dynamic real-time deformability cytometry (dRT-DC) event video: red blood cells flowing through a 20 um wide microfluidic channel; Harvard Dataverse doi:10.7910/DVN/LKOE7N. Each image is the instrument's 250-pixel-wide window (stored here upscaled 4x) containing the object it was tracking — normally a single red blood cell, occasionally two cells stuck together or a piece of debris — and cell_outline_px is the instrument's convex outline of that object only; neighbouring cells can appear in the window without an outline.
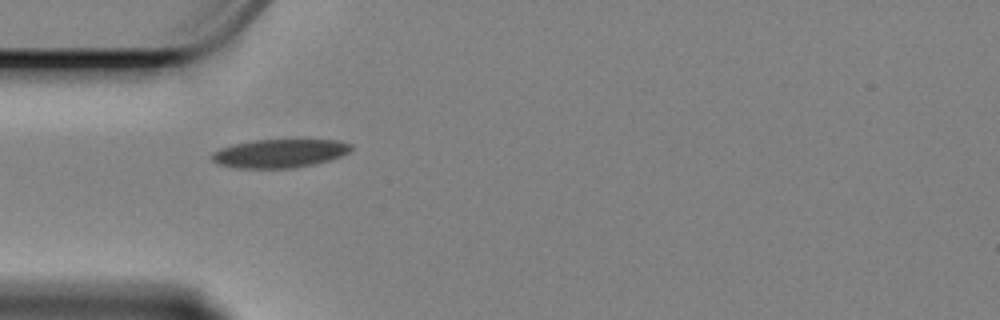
{"species": "Egyptian fruit bat (a non-hibernating species)", "species_latin": "Rousettus aegyptiacus", "temperature_condition": "cold", "stored_images_in_passage": 20, "camera_frame_rate_fps": 3000, "um_per_image_px": 0.085, "animal": {"sex": "female"}, "frame": {"image": 1, "passage_image": 1, "time_ms": 0.0, "image_size_px": [1000, 320], "cell_outline_px": [[352, 148], [348, 152], [340, 156], [328, 160], [312, 164], [292, 168], [236, 168], [216, 164], [212, 160], [212, 152], [220, 148], [232, 144], [256, 140], [340, 140], [352, 144]], "centroid_in_image_um": [23.73, 13.03], "position_along_channel_um": 61.3, "area_um2": 23.06}}
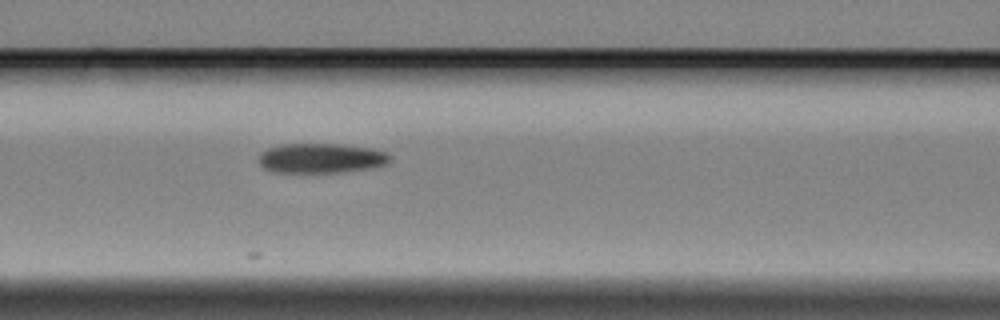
{"frame": {"image": 2, "passage_image": 8, "time_ms": 2.333, "image_size_px": [1000, 320], "cell_outline_px": [[392, 160], [388, 164], [368, 168], [340, 172], [272, 172], [264, 168], [260, 164], [260, 152], [268, 148], [280, 144], [340, 144], [372, 148], [384, 152], [392, 156]], "centroid_in_image_um": [27.3, 13.44], "position_along_channel_um": 139.3, "area_um2": 22.77}}
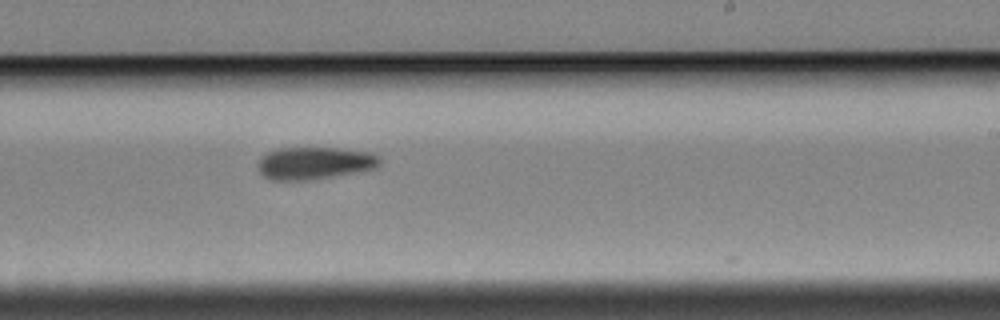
{"frame": {"image": 3, "passage_image": 19, "time_ms": 6.0, "image_size_px": [1000, 320], "cell_outline_px": [[380, 164], [376, 168], [304, 180], [272, 180], [264, 176], [260, 172], [256, 164], [260, 156], [276, 148], [340, 148], [368, 152], [380, 156]], "centroid_in_image_um": [26.68, 13.84], "position_along_channel_um": 262.3, "area_um2": 22.77}}